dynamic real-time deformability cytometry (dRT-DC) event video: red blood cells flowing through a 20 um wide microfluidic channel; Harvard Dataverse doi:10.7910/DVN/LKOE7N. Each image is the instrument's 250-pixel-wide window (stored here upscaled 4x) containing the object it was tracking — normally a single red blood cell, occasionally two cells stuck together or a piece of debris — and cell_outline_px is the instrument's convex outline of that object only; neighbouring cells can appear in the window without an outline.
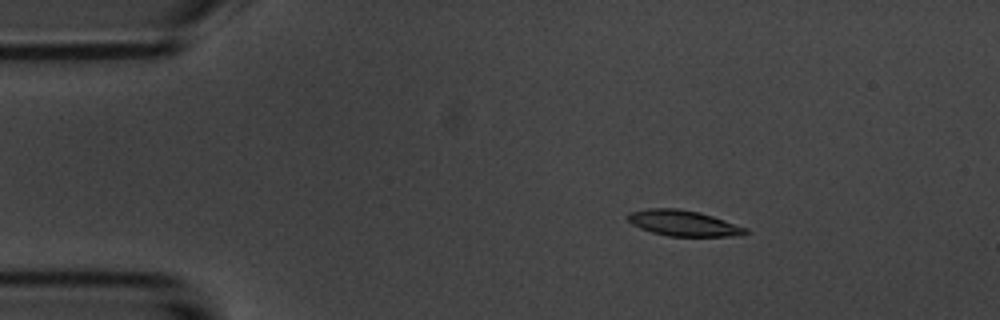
{"species": "common noctule bat (a hibernating species)", "species_latin": "Nyctalus noctula", "temperature_condition": "room temperature", "stored_images_in_passage": 4, "camera_frame_rate_fps": 3000, "um_per_image_px": 0.085, "animal": {"sex": "male", "body_mass_g": 20.1, "forearm_length_mm": 53.5}, "frame": {"image": 1, "passage_image": 2, "time_ms": 2.0, "image_size_px": [1000, 320], "cell_outline_px": [[752, 232], [740, 236], [668, 236], [652, 232], [640, 228], [632, 224], [624, 216], [628, 212], [648, 208], [676, 208], [700, 212], [748, 228]], "centroid_in_image_um": [58.09, 18.97], "position_along_channel_um": 26.9, "area_um2": 17.86}}
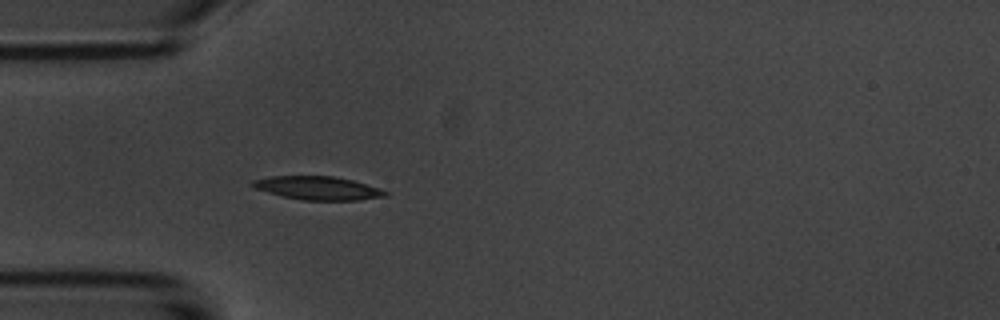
{"frame": {"image": 2, "passage_image": 4, "time_ms": 4.333, "image_size_px": [1000, 320], "cell_outline_px": [[388, 196], [360, 200], [300, 200], [268, 192], [256, 188], [248, 184], [252, 180], [268, 176], [332, 176], [352, 180], [388, 192]], "centroid_in_image_um": [26.97, 15.98], "position_along_channel_um": 58.0, "area_um2": 17.98}}